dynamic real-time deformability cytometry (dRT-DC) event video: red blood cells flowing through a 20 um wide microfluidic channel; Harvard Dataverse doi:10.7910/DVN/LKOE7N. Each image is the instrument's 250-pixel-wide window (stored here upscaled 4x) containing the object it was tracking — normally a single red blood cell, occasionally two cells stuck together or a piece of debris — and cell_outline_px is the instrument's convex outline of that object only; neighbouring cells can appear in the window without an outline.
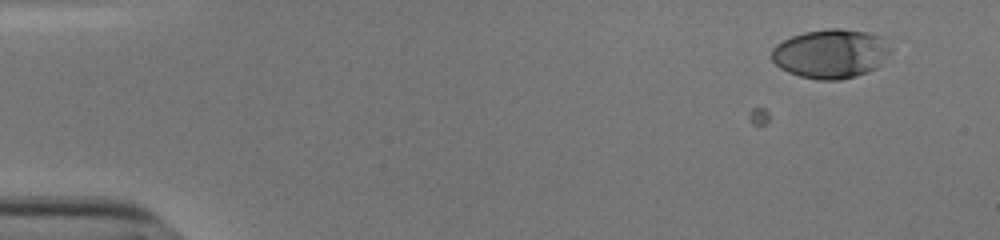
{"species": "human", "species_latin": "Homo sapiens", "temperature_condition": "cold", "stored_images_in_passage": 2, "camera_frame_rate_fps": 3000, "um_per_image_px": 0.085, "donor": {"sex": "male"}, "frame": {"image": 1, "passage_image": 2, "time_ms": 0.333, "image_size_px": [1000, 240], "cell_outline_px": [[892, 52], [876, 68], [868, 72], [856, 76], [840, 80], [820, 80], [800, 76], [788, 72], [780, 68], [772, 60], [772, 48], [776, 44], [792, 36], [804, 32], [828, 28], [844, 28], [868, 32], [880, 36], [892, 48]], "centroid_in_image_um": [70.63, 4.56], "position_along_channel_um": 14.4, "area_um2": 34.28}}